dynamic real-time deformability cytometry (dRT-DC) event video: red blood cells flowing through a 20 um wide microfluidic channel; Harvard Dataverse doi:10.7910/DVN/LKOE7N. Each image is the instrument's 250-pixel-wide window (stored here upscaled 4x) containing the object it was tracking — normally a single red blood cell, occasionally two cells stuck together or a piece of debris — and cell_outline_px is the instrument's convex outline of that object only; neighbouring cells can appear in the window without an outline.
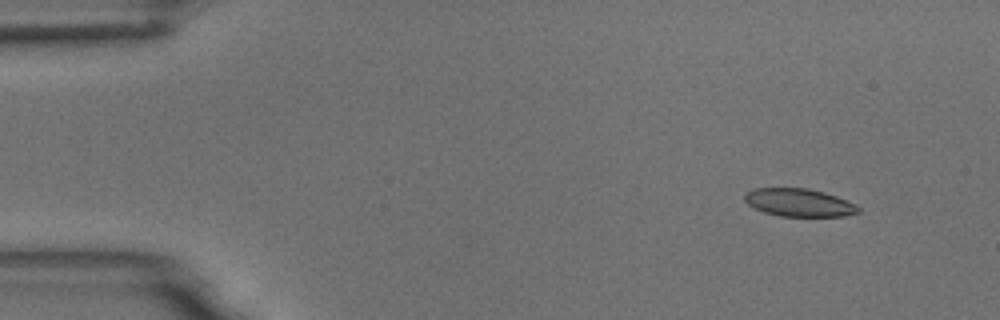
{"species": "common noctule bat (a hibernating species)", "species_latin": "Nyctalus noctula", "temperature_condition": "room temperature", "stored_images_in_passage": 5, "camera_frame_rate_fps": 3000, "um_per_image_px": 0.085, "animal": {"sex": "male", "body_mass_g": 18.8}, "frame": {"image": 1, "passage_image": 2, "time_ms": 0.333, "image_size_px": [1000, 320], "cell_outline_px": [[860, 212], [844, 216], [780, 216], [764, 212], [748, 204], [744, 200], [744, 192], [752, 188], [808, 188], [824, 192], [848, 200], [856, 204], [860, 208]], "centroid_in_image_um": [67.92, 17.21], "position_along_channel_um": 17.1, "area_um2": 18.61}}
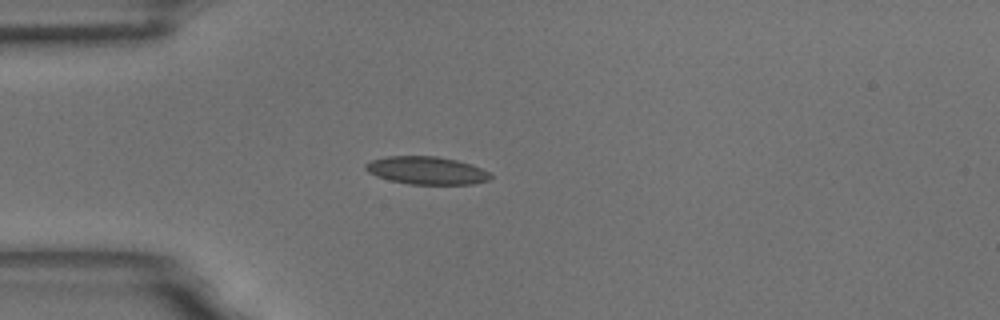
{"frame": {"image": 2, "passage_image": 5, "time_ms": 1.333, "image_size_px": [1000, 320], "cell_outline_px": [[492, 176], [488, 180], [472, 184], [408, 184], [376, 176], [368, 172], [364, 168], [364, 164], [372, 160], [388, 156], [436, 156], [456, 160], [472, 164], [488, 172]], "centroid_in_image_um": [36.24, 14.48], "position_along_channel_um": 48.8, "area_um2": 20.11}}